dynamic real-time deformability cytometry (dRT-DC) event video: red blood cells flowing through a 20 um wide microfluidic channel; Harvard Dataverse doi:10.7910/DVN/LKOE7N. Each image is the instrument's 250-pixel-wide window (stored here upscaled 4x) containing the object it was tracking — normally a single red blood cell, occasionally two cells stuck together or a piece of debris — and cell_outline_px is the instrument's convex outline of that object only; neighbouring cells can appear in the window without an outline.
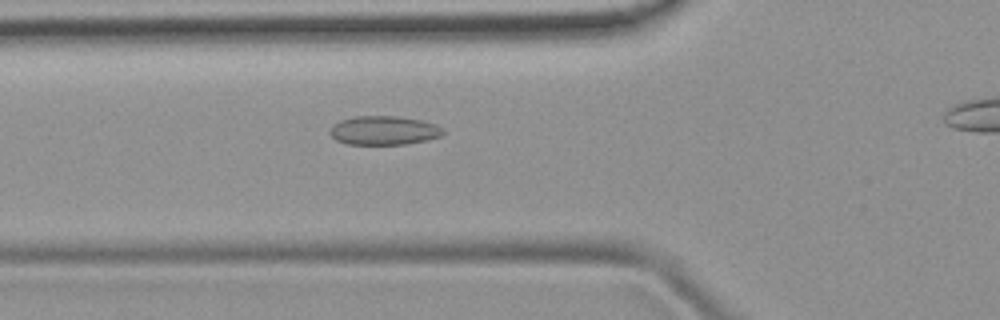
{"species": "common noctule bat (a hibernating species)", "species_latin": "Nyctalus noctula", "temperature_condition": "room temperature", "stored_images_in_passage": 36, "camera_frame_rate_fps": 3000, "um_per_image_px": 0.085, "animal": {"sex": "female", "body_mass_g": 19.9}, "frame": {"image": 1, "passage_image": 11, "time_ms": 3.333, "image_size_px": [1000, 320], "cell_outline_px": [[444, 132], [440, 136], [428, 140], [404, 144], [348, 144], [336, 140], [328, 132], [332, 124], [340, 120], [356, 116], [396, 116], [420, 120], [436, 124], [444, 128]], "centroid_in_image_um": [32.62, 11.08], "position_along_channel_um": 93.2, "area_um2": 19.13}}
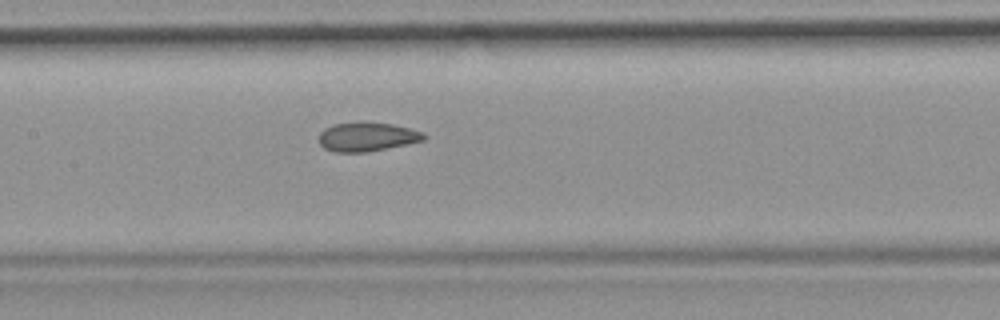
{"frame": {"image": 2, "passage_image": 17, "time_ms": 5.333, "image_size_px": [1000, 320], "cell_outline_px": [[428, 136], [424, 140], [368, 152], [336, 152], [324, 148], [320, 144], [320, 132], [324, 128], [332, 124], [392, 124], [424, 132]], "centroid_in_image_um": [31.21, 11.66], "position_along_channel_um": 176.2, "area_um2": 17.17}}
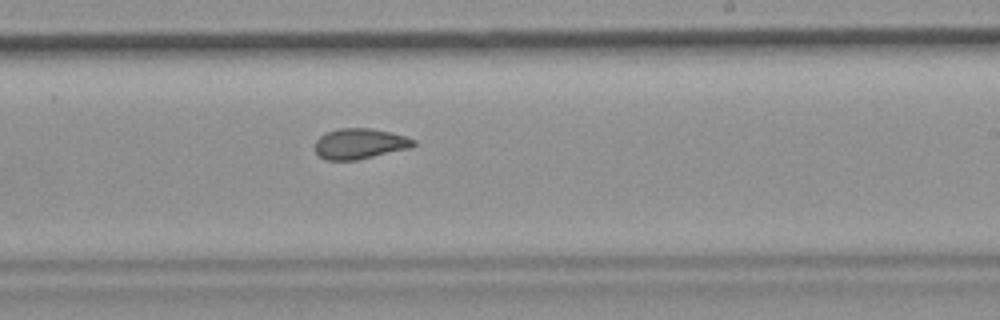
{"frame": {"image": 3, "passage_image": 23, "time_ms": 7.333, "image_size_px": [1000, 320], "cell_outline_px": [[416, 144], [412, 148], [356, 160], [324, 160], [316, 152], [316, 140], [320, 136], [328, 132], [340, 128], [368, 128], [388, 132], [404, 136], [416, 140]], "centroid_in_image_um": [30.6, 12.23], "position_along_channel_um": 258.4, "area_um2": 17.4}}